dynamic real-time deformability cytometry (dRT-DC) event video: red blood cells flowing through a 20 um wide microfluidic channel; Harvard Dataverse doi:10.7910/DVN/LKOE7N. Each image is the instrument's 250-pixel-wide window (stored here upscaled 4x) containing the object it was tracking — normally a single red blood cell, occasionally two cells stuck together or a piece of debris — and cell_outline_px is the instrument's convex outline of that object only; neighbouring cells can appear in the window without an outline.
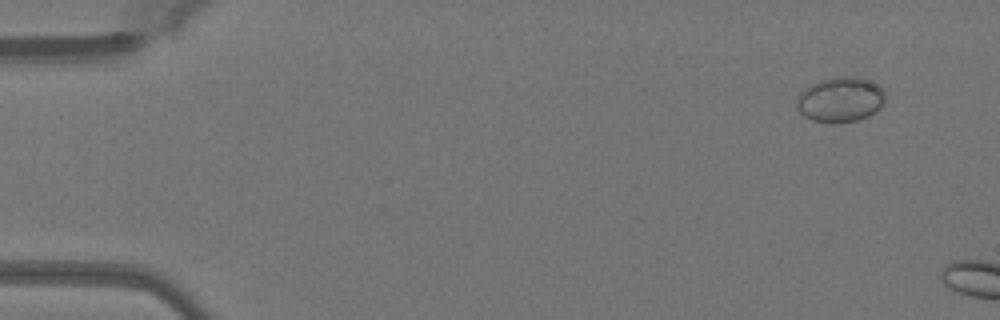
{"species": "Egyptian fruit bat (a non-hibernating species)", "species_latin": "Rousettus aegyptiacus", "temperature_condition": "warm", "stored_images_in_passage": 7, "camera_frame_rate_fps": 3000, "um_per_image_px": 0.085, "animal": {"sex": "female"}, "frame": {"image": 1, "passage_image": 4, "time_ms": 1.0, "image_size_px": [1000, 320], "cell_outline_px": [[884, 104], [876, 112], [868, 116], [856, 120], [832, 124], [812, 120], [804, 116], [796, 108], [796, 96], [808, 84], [820, 80], [836, 76], [856, 76], [868, 80], [884, 88]], "centroid_in_image_um": [71.4, 8.46], "position_along_channel_um": 13.6, "area_um2": 23.76}}